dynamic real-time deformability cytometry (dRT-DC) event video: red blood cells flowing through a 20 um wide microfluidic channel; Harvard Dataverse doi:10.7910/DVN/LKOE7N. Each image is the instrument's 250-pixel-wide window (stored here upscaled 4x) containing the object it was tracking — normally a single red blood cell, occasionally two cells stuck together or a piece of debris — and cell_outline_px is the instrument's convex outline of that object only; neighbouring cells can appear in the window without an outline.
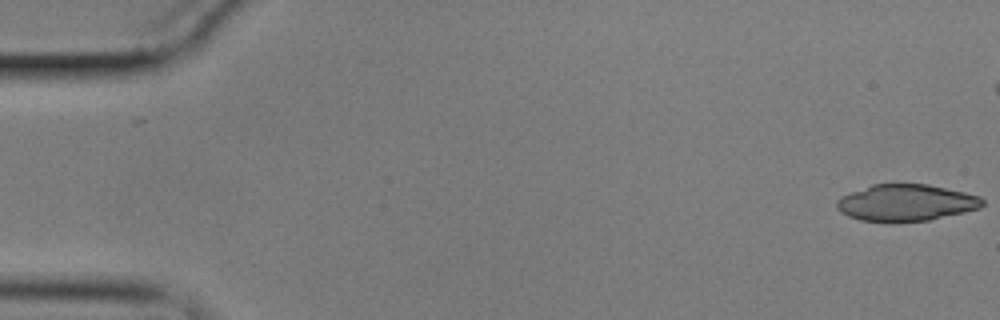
{"species": "common noctule bat (a hibernating species)", "species_latin": "Nyctalus noctula", "temperature_condition": "cold", "stored_images_in_passage": 52, "camera_frame_rate_fps": 3000, "um_per_image_px": 0.085, "animal": {"sex": "male", "body_mass_g": 17.9}, "frame": {"image": 1, "passage_image": 1, "time_ms": 0.0, "image_size_px": [1000, 320], "cell_outline_px": [[984, 204], [980, 208], [964, 212], [928, 220], [896, 224], [860, 220], [848, 216], [840, 212], [836, 208], [836, 200], [840, 196], [872, 184], [928, 184], [964, 192], [980, 196], [984, 200]], "centroid_in_image_um": [76.97, 17.25], "position_along_channel_um": 8.0, "area_um2": 31.67}}